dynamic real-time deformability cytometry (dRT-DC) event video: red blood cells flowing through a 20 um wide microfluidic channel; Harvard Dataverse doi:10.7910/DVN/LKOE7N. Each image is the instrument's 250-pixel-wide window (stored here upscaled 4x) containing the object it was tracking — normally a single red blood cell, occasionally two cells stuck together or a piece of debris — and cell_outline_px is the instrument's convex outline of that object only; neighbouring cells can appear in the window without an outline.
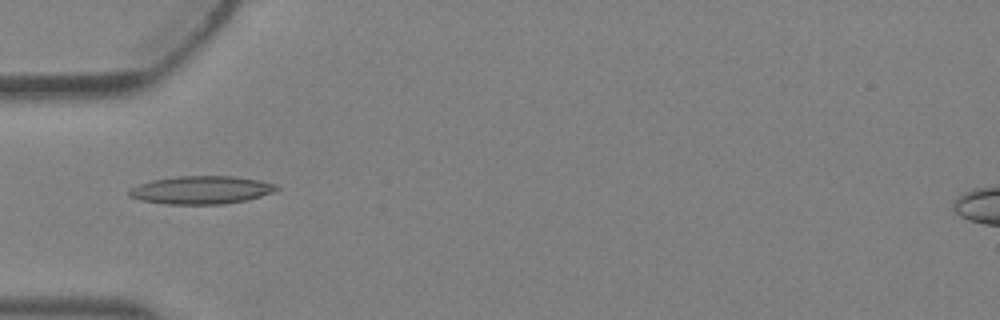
{"species": "Egyptian fruit bat (a non-hibernating species)", "species_latin": "Rousettus aegyptiacus", "temperature_condition": "warm", "stored_images_in_passage": 5, "camera_frame_rate_fps": 3000, "um_per_image_px": 0.085, "animal": {"sex": "female"}, "frame": {"image": 1, "passage_image": 5, "time_ms": 1.333, "image_size_px": [1000, 320], "cell_outline_px": [[280, 188], [272, 192], [248, 200], [224, 204], [164, 204], [140, 200], [128, 196], [128, 192], [132, 188], [140, 184], [152, 180], [176, 176], [232, 176], [260, 180], [276, 184]], "centroid_in_image_um": [17.11, 16.15], "position_along_channel_um": 67.9, "area_um2": 24.1}}